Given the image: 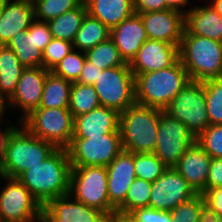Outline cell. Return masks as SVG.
<instances>
[{"instance_id": "25", "label": "cell", "mask_w": 222, "mask_h": 222, "mask_svg": "<svg viewBox=\"0 0 222 222\" xmlns=\"http://www.w3.org/2000/svg\"><path fill=\"white\" fill-rule=\"evenodd\" d=\"M24 69L15 52L6 45H0V98L4 103L15 92Z\"/></svg>"}, {"instance_id": "21", "label": "cell", "mask_w": 222, "mask_h": 222, "mask_svg": "<svg viewBox=\"0 0 222 222\" xmlns=\"http://www.w3.org/2000/svg\"><path fill=\"white\" fill-rule=\"evenodd\" d=\"M211 159L196 141L185 151L174 168L186 179L197 194H202L206 190Z\"/></svg>"}, {"instance_id": "3", "label": "cell", "mask_w": 222, "mask_h": 222, "mask_svg": "<svg viewBox=\"0 0 222 222\" xmlns=\"http://www.w3.org/2000/svg\"><path fill=\"white\" fill-rule=\"evenodd\" d=\"M21 125L19 122V128L13 127L7 136L4 160L0 167L2 176L18 178L57 149L52 143L38 138Z\"/></svg>"}, {"instance_id": "52", "label": "cell", "mask_w": 222, "mask_h": 222, "mask_svg": "<svg viewBox=\"0 0 222 222\" xmlns=\"http://www.w3.org/2000/svg\"><path fill=\"white\" fill-rule=\"evenodd\" d=\"M5 0H0V19L3 14Z\"/></svg>"}, {"instance_id": "28", "label": "cell", "mask_w": 222, "mask_h": 222, "mask_svg": "<svg viewBox=\"0 0 222 222\" xmlns=\"http://www.w3.org/2000/svg\"><path fill=\"white\" fill-rule=\"evenodd\" d=\"M86 14L87 9L83 1L77 8L48 21L52 37L73 42Z\"/></svg>"}, {"instance_id": "20", "label": "cell", "mask_w": 222, "mask_h": 222, "mask_svg": "<svg viewBox=\"0 0 222 222\" xmlns=\"http://www.w3.org/2000/svg\"><path fill=\"white\" fill-rule=\"evenodd\" d=\"M110 38L126 63L131 62L148 39L141 16L136 13L112 28Z\"/></svg>"}, {"instance_id": "49", "label": "cell", "mask_w": 222, "mask_h": 222, "mask_svg": "<svg viewBox=\"0 0 222 222\" xmlns=\"http://www.w3.org/2000/svg\"><path fill=\"white\" fill-rule=\"evenodd\" d=\"M213 9L222 17V0H209ZM213 1V2H212Z\"/></svg>"}, {"instance_id": "17", "label": "cell", "mask_w": 222, "mask_h": 222, "mask_svg": "<svg viewBox=\"0 0 222 222\" xmlns=\"http://www.w3.org/2000/svg\"><path fill=\"white\" fill-rule=\"evenodd\" d=\"M179 59L178 46L160 40L147 39L129 63L133 75L172 66Z\"/></svg>"}, {"instance_id": "32", "label": "cell", "mask_w": 222, "mask_h": 222, "mask_svg": "<svg viewBox=\"0 0 222 222\" xmlns=\"http://www.w3.org/2000/svg\"><path fill=\"white\" fill-rule=\"evenodd\" d=\"M152 183L136 178L130 185L124 202L116 209V213L128 215L138 208L149 207Z\"/></svg>"}, {"instance_id": "11", "label": "cell", "mask_w": 222, "mask_h": 222, "mask_svg": "<svg viewBox=\"0 0 222 222\" xmlns=\"http://www.w3.org/2000/svg\"><path fill=\"white\" fill-rule=\"evenodd\" d=\"M7 184L0 192V220L42 222L43 206L17 178L1 176Z\"/></svg>"}, {"instance_id": "1", "label": "cell", "mask_w": 222, "mask_h": 222, "mask_svg": "<svg viewBox=\"0 0 222 222\" xmlns=\"http://www.w3.org/2000/svg\"><path fill=\"white\" fill-rule=\"evenodd\" d=\"M71 162L65 148H57L38 165L24 171L17 179L43 206L53 198L69 194Z\"/></svg>"}, {"instance_id": "16", "label": "cell", "mask_w": 222, "mask_h": 222, "mask_svg": "<svg viewBox=\"0 0 222 222\" xmlns=\"http://www.w3.org/2000/svg\"><path fill=\"white\" fill-rule=\"evenodd\" d=\"M148 39L179 47L185 29V14L173 9L139 13Z\"/></svg>"}, {"instance_id": "30", "label": "cell", "mask_w": 222, "mask_h": 222, "mask_svg": "<svg viewBox=\"0 0 222 222\" xmlns=\"http://www.w3.org/2000/svg\"><path fill=\"white\" fill-rule=\"evenodd\" d=\"M99 106L101 104L93 85L72 82L68 109L73 117L88 113Z\"/></svg>"}, {"instance_id": "23", "label": "cell", "mask_w": 222, "mask_h": 222, "mask_svg": "<svg viewBox=\"0 0 222 222\" xmlns=\"http://www.w3.org/2000/svg\"><path fill=\"white\" fill-rule=\"evenodd\" d=\"M185 29L192 35L222 42V17L210 4L185 11Z\"/></svg>"}, {"instance_id": "4", "label": "cell", "mask_w": 222, "mask_h": 222, "mask_svg": "<svg viewBox=\"0 0 222 222\" xmlns=\"http://www.w3.org/2000/svg\"><path fill=\"white\" fill-rule=\"evenodd\" d=\"M178 54L191 81L222 78V42L192 35L184 29Z\"/></svg>"}, {"instance_id": "26", "label": "cell", "mask_w": 222, "mask_h": 222, "mask_svg": "<svg viewBox=\"0 0 222 222\" xmlns=\"http://www.w3.org/2000/svg\"><path fill=\"white\" fill-rule=\"evenodd\" d=\"M111 30L106 27L100 20L86 14L83 19L82 26L78 30L72 42L73 49L78 51H87L100 42H104L110 38Z\"/></svg>"}, {"instance_id": "46", "label": "cell", "mask_w": 222, "mask_h": 222, "mask_svg": "<svg viewBox=\"0 0 222 222\" xmlns=\"http://www.w3.org/2000/svg\"><path fill=\"white\" fill-rule=\"evenodd\" d=\"M1 122V119H0ZM14 126H6L5 129L2 131L0 128V167L2 165V162L4 160V151H5V142L7 139V136L10 132V130L13 128Z\"/></svg>"}, {"instance_id": "38", "label": "cell", "mask_w": 222, "mask_h": 222, "mask_svg": "<svg viewBox=\"0 0 222 222\" xmlns=\"http://www.w3.org/2000/svg\"><path fill=\"white\" fill-rule=\"evenodd\" d=\"M196 141L211 158L222 159V125L210 124Z\"/></svg>"}, {"instance_id": "19", "label": "cell", "mask_w": 222, "mask_h": 222, "mask_svg": "<svg viewBox=\"0 0 222 222\" xmlns=\"http://www.w3.org/2000/svg\"><path fill=\"white\" fill-rule=\"evenodd\" d=\"M119 131V112L99 106L74 117L73 137L87 139Z\"/></svg>"}, {"instance_id": "22", "label": "cell", "mask_w": 222, "mask_h": 222, "mask_svg": "<svg viewBox=\"0 0 222 222\" xmlns=\"http://www.w3.org/2000/svg\"><path fill=\"white\" fill-rule=\"evenodd\" d=\"M34 20L33 1L5 0L0 19V45H7L15 34L28 30Z\"/></svg>"}, {"instance_id": "48", "label": "cell", "mask_w": 222, "mask_h": 222, "mask_svg": "<svg viewBox=\"0 0 222 222\" xmlns=\"http://www.w3.org/2000/svg\"><path fill=\"white\" fill-rule=\"evenodd\" d=\"M108 222H135V221L131 219L128 215L115 213L108 219Z\"/></svg>"}, {"instance_id": "18", "label": "cell", "mask_w": 222, "mask_h": 222, "mask_svg": "<svg viewBox=\"0 0 222 222\" xmlns=\"http://www.w3.org/2000/svg\"><path fill=\"white\" fill-rule=\"evenodd\" d=\"M106 168L108 198L110 204L117 209L124 202L130 185L137 178L134 153L122 150Z\"/></svg>"}, {"instance_id": "35", "label": "cell", "mask_w": 222, "mask_h": 222, "mask_svg": "<svg viewBox=\"0 0 222 222\" xmlns=\"http://www.w3.org/2000/svg\"><path fill=\"white\" fill-rule=\"evenodd\" d=\"M210 124L222 125V78L203 82Z\"/></svg>"}, {"instance_id": "41", "label": "cell", "mask_w": 222, "mask_h": 222, "mask_svg": "<svg viewBox=\"0 0 222 222\" xmlns=\"http://www.w3.org/2000/svg\"><path fill=\"white\" fill-rule=\"evenodd\" d=\"M28 30L34 32L35 44L43 52L53 38L48 23L34 20Z\"/></svg>"}, {"instance_id": "50", "label": "cell", "mask_w": 222, "mask_h": 222, "mask_svg": "<svg viewBox=\"0 0 222 222\" xmlns=\"http://www.w3.org/2000/svg\"><path fill=\"white\" fill-rule=\"evenodd\" d=\"M202 222H220V221L217 220V217L215 215L205 212Z\"/></svg>"}, {"instance_id": "5", "label": "cell", "mask_w": 222, "mask_h": 222, "mask_svg": "<svg viewBox=\"0 0 222 222\" xmlns=\"http://www.w3.org/2000/svg\"><path fill=\"white\" fill-rule=\"evenodd\" d=\"M161 110L135 103L119 113L123 150L154 153Z\"/></svg>"}, {"instance_id": "27", "label": "cell", "mask_w": 222, "mask_h": 222, "mask_svg": "<svg viewBox=\"0 0 222 222\" xmlns=\"http://www.w3.org/2000/svg\"><path fill=\"white\" fill-rule=\"evenodd\" d=\"M72 82L50 71L45 79L39 107L68 108Z\"/></svg>"}, {"instance_id": "7", "label": "cell", "mask_w": 222, "mask_h": 222, "mask_svg": "<svg viewBox=\"0 0 222 222\" xmlns=\"http://www.w3.org/2000/svg\"><path fill=\"white\" fill-rule=\"evenodd\" d=\"M20 124L56 148L66 149L72 141L74 117L68 108L39 107L26 116Z\"/></svg>"}, {"instance_id": "13", "label": "cell", "mask_w": 222, "mask_h": 222, "mask_svg": "<svg viewBox=\"0 0 222 222\" xmlns=\"http://www.w3.org/2000/svg\"><path fill=\"white\" fill-rule=\"evenodd\" d=\"M197 193L186 179L174 168L168 167L152 183L149 207L157 210L171 211L178 204L190 200Z\"/></svg>"}, {"instance_id": "45", "label": "cell", "mask_w": 222, "mask_h": 222, "mask_svg": "<svg viewBox=\"0 0 222 222\" xmlns=\"http://www.w3.org/2000/svg\"><path fill=\"white\" fill-rule=\"evenodd\" d=\"M102 71V69L98 68L93 63H90L87 59L84 62V67L82 68L81 74L79 76V79L76 81L78 83L93 85L97 77L99 76V73Z\"/></svg>"}, {"instance_id": "15", "label": "cell", "mask_w": 222, "mask_h": 222, "mask_svg": "<svg viewBox=\"0 0 222 222\" xmlns=\"http://www.w3.org/2000/svg\"><path fill=\"white\" fill-rule=\"evenodd\" d=\"M108 219L105 213L72 199L69 194L43 205L42 222H108Z\"/></svg>"}, {"instance_id": "10", "label": "cell", "mask_w": 222, "mask_h": 222, "mask_svg": "<svg viewBox=\"0 0 222 222\" xmlns=\"http://www.w3.org/2000/svg\"><path fill=\"white\" fill-rule=\"evenodd\" d=\"M66 150L71 166H108L123 150L120 131L87 139L72 138Z\"/></svg>"}, {"instance_id": "9", "label": "cell", "mask_w": 222, "mask_h": 222, "mask_svg": "<svg viewBox=\"0 0 222 222\" xmlns=\"http://www.w3.org/2000/svg\"><path fill=\"white\" fill-rule=\"evenodd\" d=\"M163 111L198 137L210 125L203 82L190 80Z\"/></svg>"}, {"instance_id": "36", "label": "cell", "mask_w": 222, "mask_h": 222, "mask_svg": "<svg viewBox=\"0 0 222 222\" xmlns=\"http://www.w3.org/2000/svg\"><path fill=\"white\" fill-rule=\"evenodd\" d=\"M206 205L202 194L178 204L170 211L172 218L176 222H202Z\"/></svg>"}, {"instance_id": "6", "label": "cell", "mask_w": 222, "mask_h": 222, "mask_svg": "<svg viewBox=\"0 0 222 222\" xmlns=\"http://www.w3.org/2000/svg\"><path fill=\"white\" fill-rule=\"evenodd\" d=\"M69 195L87 206L105 213H116L110 204L107 190L106 166H71Z\"/></svg>"}, {"instance_id": "8", "label": "cell", "mask_w": 222, "mask_h": 222, "mask_svg": "<svg viewBox=\"0 0 222 222\" xmlns=\"http://www.w3.org/2000/svg\"><path fill=\"white\" fill-rule=\"evenodd\" d=\"M101 106L121 113L135 101V76L129 63L123 66L104 69L93 84Z\"/></svg>"}, {"instance_id": "12", "label": "cell", "mask_w": 222, "mask_h": 222, "mask_svg": "<svg viewBox=\"0 0 222 222\" xmlns=\"http://www.w3.org/2000/svg\"><path fill=\"white\" fill-rule=\"evenodd\" d=\"M196 138L186 125L161 110L154 154L167 167H174Z\"/></svg>"}, {"instance_id": "37", "label": "cell", "mask_w": 222, "mask_h": 222, "mask_svg": "<svg viewBox=\"0 0 222 222\" xmlns=\"http://www.w3.org/2000/svg\"><path fill=\"white\" fill-rule=\"evenodd\" d=\"M72 49L51 71L65 80L76 82L79 79L86 55L84 51ZM82 52V54H81Z\"/></svg>"}, {"instance_id": "34", "label": "cell", "mask_w": 222, "mask_h": 222, "mask_svg": "<svg viewBox=\"0 0 222 222\" xmlns=\"http://www.w3.org/2000/svg\"><path fill=\"white\" fill-rule=\"evenodd\" d=\"M82 0H34L35 20L48 22L66 11L77 8Z\"/></svg>"}, {"instance_id": "42", "label": "cell", "mask_w": 222, "mask_h": 222, "mask_svg": "<svg viewBox=\"0 0 222 222\" xmlns=\"http://www.w3.org/2000/svg\"><path fill=\"white\" fill-rule=\"evenodd\" d=\"M202 195L206 205V212L212 215L222 213V187L206 189Z\"/></svg>"}, {"instance_id": "24", "label": "cell", "mask_w": 222, "mask_h": 222, "mask_svg": "<svg viewBox=\"0 0 222 222\" xmlns=\"http://www.w3.org/2000/svg\"><path fill=\"white\" fill-rule=\"evenodd\" d=\"M84 3L87 13L110 30L135 13L133 0H85Z\"/></svg>"}, {"instance_id": "53", "label": "cell", "mask_w": 222, "mask_h": 222, "mask_svg": "<svg viewBox=\"0 0 222 222\" xmlns=\"http://www.w3.org/2000/svg\"><path fill=\"white\" fill-rule=\"evenodd\" d=\"M217 220L222 222V213L216 214Z\"/></svg>"}, {"instance_id": "51", "label": "cell", "mask_w": 222, "mask_h": 222, "mask_svg": "<svg viewBox=\"0 0 222 222\" xmlns=\"http://www.w3.org/2000/svg\"><path fill=\"white\" fill-rule=\"evenodd\" d=\"M4 112H6L5 103L0 98V119H2Z\"/></svg>"}, {"instance_id": "40", "label": "cell", "mask_w": 222, "mask_h": 222, "mask_svg": "<svg viewBox=\"0 0 222 222\" xmlns=\"http://www.w3.org/2000/svg\"><path fill=\"white\" fill-rule=\"evenodd\" d=\"M128 216L135 222H176L173 220L170 211L150 207L134 209Z\"/></svg>"}, {"instance_id": "33", "label": "cell", "mask_w": 222, "mask_h": 222, "mask_svg": "<svg viewBox=\"0 0 222 222\" xmlns=\"http://www.w3.org/2000/svg\"><path fill=\"white\" fill-rule=\"evenodd\" d=\"M167 168L154 153H134V170L139 179L153 183Z\"/></svg>"}, {"instance_id": "39", "label": "cell", "mask_w": 222, "mask_h": 222, "mask_svg": "<svg viewBox=\"0 0 222 222\" xmlns=\"http://www.w3.org/2000/svg\"><path fill=\"white\" fill-rule=\"evenodd\" d=\"M70 41L52 38L43 53V67L51 71L71 50Z\"/></svg>"}, {"instance_id": "14", "label": "cell", "mask_w": 222, "mask_h": 222, "mask_svg": "<svg viewBox=\"0 0 222 222\" xmlns=\"http://www.w3.org/2000/svg\"><path fill=\"white\" fill-rule=\"evenodd\" d=\"M49 72L44 67H27L23 70L15 92L5 102V109L10 110L16 106L21 109L22 117L20 115L17 123L39 108L45 79Z\"/></svg>"}, {"instance_id": "43", "label": "cell", "mask_w": 222, "mask_h": 222, "mask_svg": "<svg viewBox=\"0 0 222 222\" xmlns=\"http://www.w3.org/2000/svg\"><path fill=\"white\" fill-rule=\"evenodd\" d=\"M222 187V159L212 158L206 181V189Z\"/></svg>"}, {"instance_id": "2", "label": "cell", "mask_w": 222, "mask_h": 222, "mask_svg": "<svg viewBox=\"0 0 222 222\" xmlns=\"http://www.w3.org/2000/svg\"><path fill=\"white\" fill-rule=\"evenodd\" d=\"M190 81L178 59L172 66L135 77V101L139 105L164 110Z\"/></svg>"}, {"instance_id": "29", "label": "cell", "mask_w": 222, "mask_h": 222, "mask_svg": "<svg viewBox=\"0 0 222 222\" xmlns=\"http://www.w3.org/2000/svg\"><path fill=\"white\" fill-rule=\"evenodd\" d=\"M12 49L25 67H43V53L34 41V32L29 30L15 34L6 45Z\"/></svg>"}, {"instance_id": "31", "label": "cell", "mask_w": 222, "mask_h": 222, "mask_svg": "<svg viewBox=\"0 0 222 222\" xmlns=\"http://www.w3.org/2000/svg\"><path fill=\"white\" fill-rule=\"evenodd\" d=\"M85 55L90 63L102 70L127 64L111 38L85 51Z\"/></svg>"}, {"instance_id": "44", "label": "cell", "mask_w": 222, "mask_h": 222, "mask_svg": "<svg viewBox=\"0 0 222 222\" xmlns=\"http://www.w3.org/2000/svg\"><path fill=\"white\" fill-rule=\"evenodd\" d=\"M134 12L136 14L144 12L163 11L169 9L165 0H133Z\"/></svg>"}, {"instance_id": "47", "label": "cell", "mask_w": 222, "mask_h": 222, "mask_svg": "<svg viewBox=\"0 0 222 222\" xmlns=\"http://www.w3.org/2000/svg\"><path fill=\"white\" fill-rule=\"evenodd\" d=\"M188 1L189 0H165V3L169 9L177 10V11L183 12L185 14V11L184 10L180 11V9L186 5H189L190 3Z\"/></svg>"}]
</instances>
